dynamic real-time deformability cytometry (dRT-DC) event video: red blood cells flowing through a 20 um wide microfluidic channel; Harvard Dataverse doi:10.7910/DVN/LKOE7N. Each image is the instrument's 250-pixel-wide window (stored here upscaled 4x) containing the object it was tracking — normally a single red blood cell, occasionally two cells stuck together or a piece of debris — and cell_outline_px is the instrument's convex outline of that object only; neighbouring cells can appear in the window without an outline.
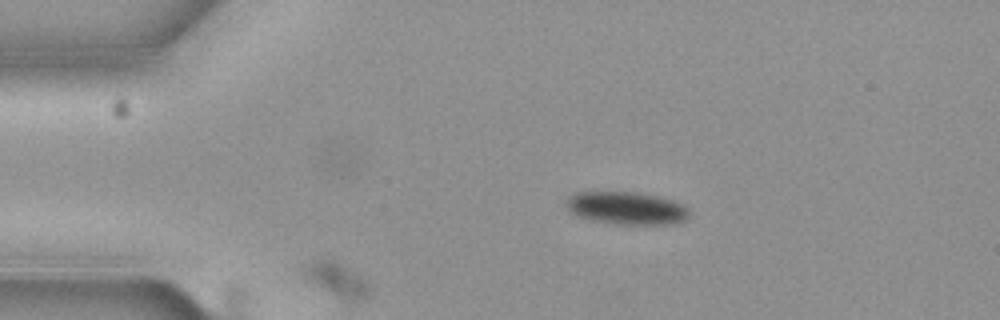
{"species": "common noctule bat (a hibernating species)", "species_latin": "Nyctalus noctula", "temperature_condition": "cold", "stored_images_in_passage": 14, "segment_of_instrument_passage": [2, 2], "camera_frame_rate_fps": 3000, "um_per_image_px": 0.085, "animal": {"sex": "female", "body_mass_g": 19.3, "forearm_length_mm": 54.1}, "frame": {"image": 1, "passage_image": 3, "time_ms": 0.667, "image_size_px": [1000, 320], "cell_outline_px": [[372, 288], [368, 296], [356, 300], [348, 300], [336, 296], [308, 280], [304, 276], [304, 268], [320, 260], [332, 260], [368, 280]], "centroid_in_image_um": [28.72, 23.8], "position_along_channel_um": 56.3, "area_um2": 12.25}}